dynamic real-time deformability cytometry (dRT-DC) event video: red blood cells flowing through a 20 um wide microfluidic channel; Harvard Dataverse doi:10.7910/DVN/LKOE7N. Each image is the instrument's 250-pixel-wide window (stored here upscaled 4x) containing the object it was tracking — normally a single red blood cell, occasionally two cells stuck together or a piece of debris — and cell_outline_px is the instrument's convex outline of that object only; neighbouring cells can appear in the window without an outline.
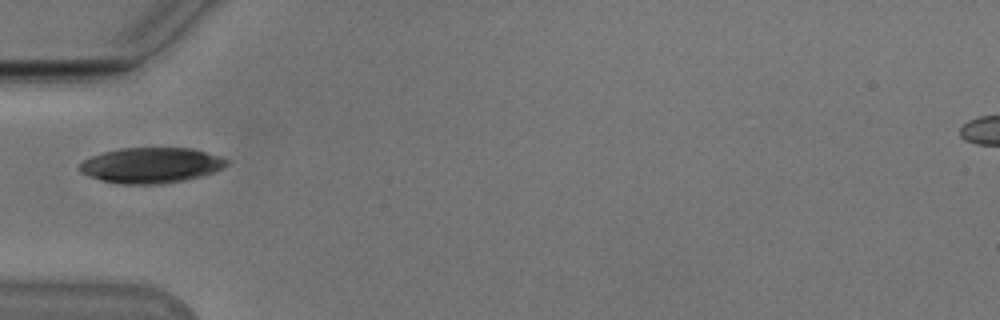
{"species": "Egyptian fruit bat (a non-hibernating species)", "species_latin": "Rousettus aegyptiacus", "temperature_condition": "cold", "stored_images_in_passage": 22, "camera_frame_rate_fps": 3000, "um_per_image_px": 0.085, "animal": {"sex": "male"}, "frame": {"image": 1, "passage_image": 1, "time_ms": 0.0, "image_size_px": [1000, 320], "cell_outline_px": [[228, 164], [216, 172], [184, 180], [164, 184], [120, 184], [100, 180], [88, 176], [80, 172], [76, 168], [84, 160], [92, 156], [104, 152], [120, 148], [192, 148], [220, 156], [228, 160]], "centroid_in_image_um": [12.83, 14.05], "position_along_channel_um": 72.2, "area_um2": 30.58}}
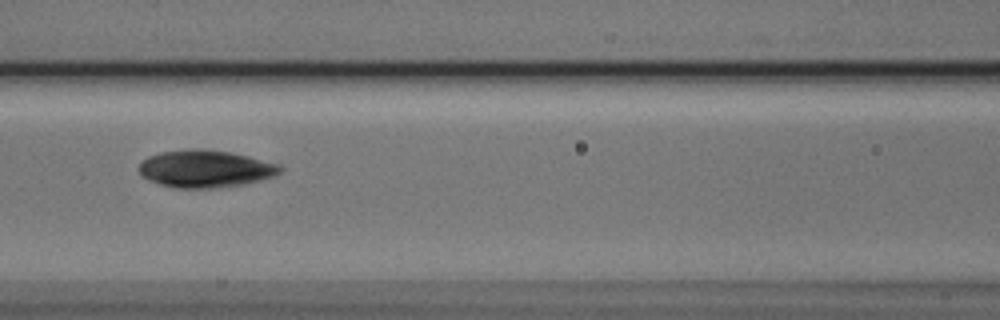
{"frame": {"image": 2, "passage_image": 7, "time_ms": 2.0, "image_size_px": [1000, 320], "cell_outline_px": [[284, 168], [276, 176], [244, 184], [220, 188], [176, 188], [160, 184], [148, 180], [140, 176], [136, 168], [148, 156], [160, 152], [188, 148], [196, 148], [232, 152], [280, 164]], "centroid_in_image_um": [17.44, 14.34], "position_along_channel_um": 149.2, "area_um2": 31.21}}